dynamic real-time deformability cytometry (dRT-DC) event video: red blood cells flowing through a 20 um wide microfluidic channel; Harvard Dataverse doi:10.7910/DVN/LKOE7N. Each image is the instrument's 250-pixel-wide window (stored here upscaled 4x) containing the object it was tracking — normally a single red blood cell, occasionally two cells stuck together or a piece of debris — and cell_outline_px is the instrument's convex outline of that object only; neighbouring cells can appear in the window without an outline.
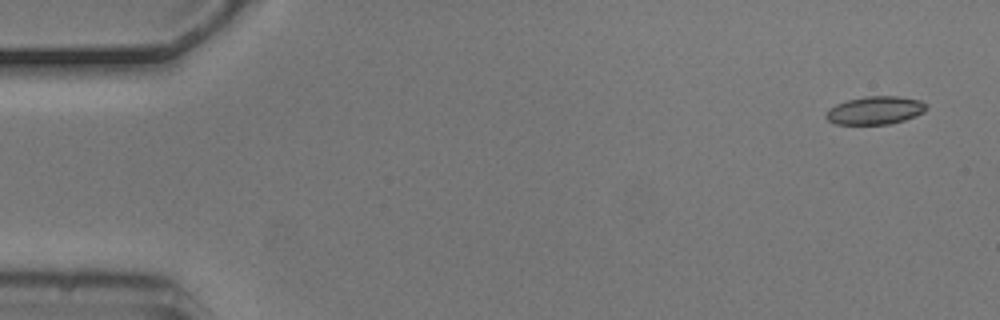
{"species": "common noctule bat (a hibernating species)", "species_latin": "Nyctalus noctula", "temperature_condition": "cold", "stored_images_in_passage": 6, "camera_frame_rate_fps": 3000, "um_per_image_px": 0.085, "animal": {"sex": "male", "body_mass_g": 20.5, "forearm_length_mm": 52.5}, "frame": {"image": 1, "passage_image": 1, "time_ms": 0.0, "image_size_px": [1000, 320], "cell_outline_px": [[928, 108], [924, 112], [916, 116], [892, 124], [836, 124], [828, 120], [824, 116], [828, 108], [836, 104], [848, 100], [864, 96], [896, 96], [920, 100], [928, 104]], "centroid_in_image_um": [74.4, 9.38], "position_along_channel_um": 10.6, "area_um2": 16.59}}
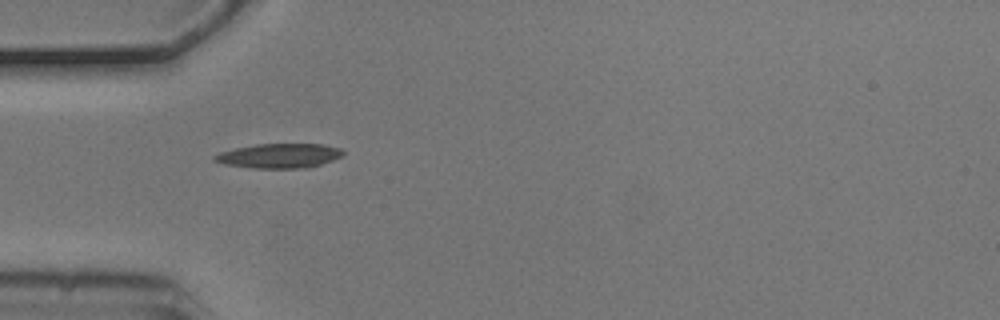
{"frame": {"image": 2, "passage_image": 5, "time_ms": 1.333, "image_size_px": [1000, 320], "cell_outline_px": [[344, 156], [308, 168], [252, 168], [224, 164], [212, 160], [212, 156], [220, 152], [236, 148], [256, 144], [324, 144], [340, 148], [344, 152]], "centroid_in_image_um": [23.73, 13.24], "position_along_channel_um": 61.3, "area_um2": 18.44}}
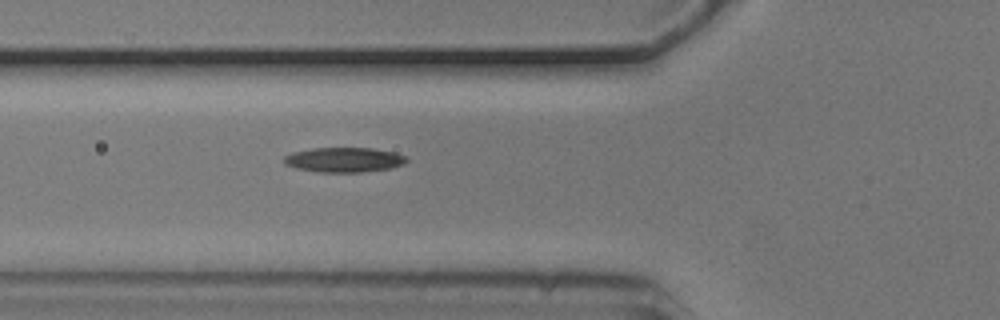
{"frame": {"image": 3, "passage_image": 6, "time_ms": 1.667, "image_size_px": [1000, 320], "cell_outline_px": [[408, 160], [404, 164], [392, 168], [360, 172], [320, 172], [296, 168], [284, 164], [284, 156], [292, 152], [312, 148], [372, 148], [396, 152], [408, 156]], "centroid_in_image_um": [29.28, 13.57], "position_along_channel_um": 96.5, "area_um2": 17.86}}